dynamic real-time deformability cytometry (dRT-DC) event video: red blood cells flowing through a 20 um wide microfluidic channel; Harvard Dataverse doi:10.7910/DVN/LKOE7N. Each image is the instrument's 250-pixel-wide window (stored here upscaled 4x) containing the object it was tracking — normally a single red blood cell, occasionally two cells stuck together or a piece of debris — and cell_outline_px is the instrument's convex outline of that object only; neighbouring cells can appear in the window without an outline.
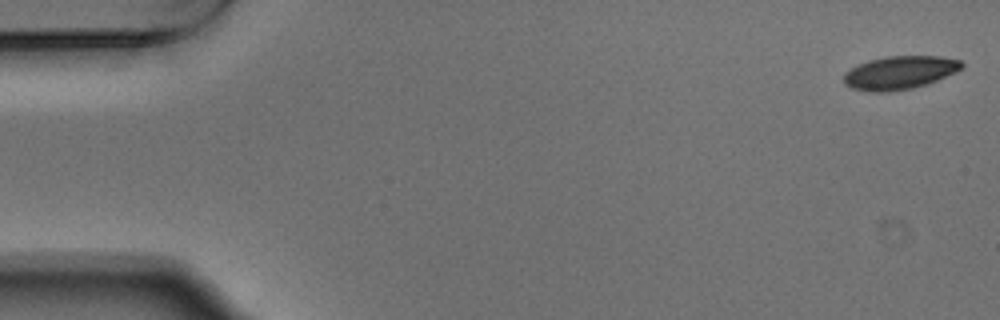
{"species": "Egyptian fruit bat (a non-hibernating species)", "species_latin": "Rousettus aegyptiacus", "temperature_condition": "warm", "stored_images_in_passage": 54, "camera_frame_rate_fps": 3000, "um_per_image_px": 0.085, "animal": {"sex": "male"}, "frame": {"image": 1, "passage_image": 1, "time_ms": 0.0, "image_size_px": [1000, 320], "cell_outline_px": [[964, 68], [956, 72], [936, 80], [912, 88], [888, 92], [868, 92], [852, 88], [844, 84], [844, 72], [868, 60], [884, 56], [940, 56], [960, 60], [964, 64]], "centroid_in_image_um": [76.47, 6.17], "position_along_channel_um": 8.5, "area_um2": 22.89}}
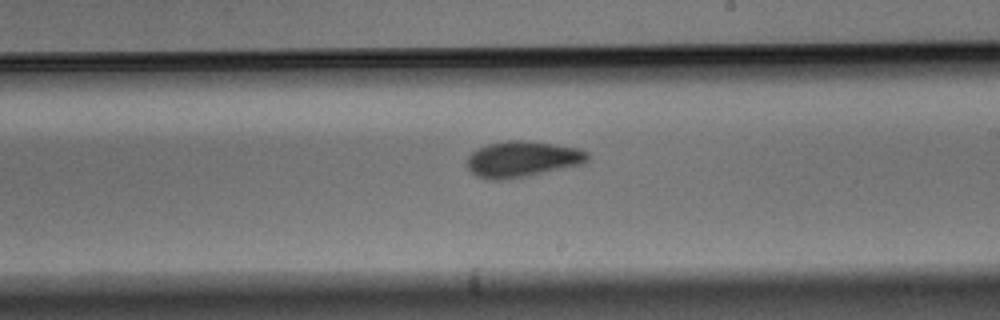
{"frame": {"image": 2, "passage_image": 31, "time_ms": 10.0, "image_size_px": [1000, 320], "cell_outline_px": [[588, 160], [584, 164], [524, 176], [500, 180], [488, 180], [476, 176], [468, 168], [468, 156], [472, 152], [488, 144], [508, 140], [520, 140], [556, 144], [580, 148], [588, 152]], "centroid_in_image_um": [44.42, 13.52], "position_along_channel_um": 244.6, "area_um2": 25.09}}
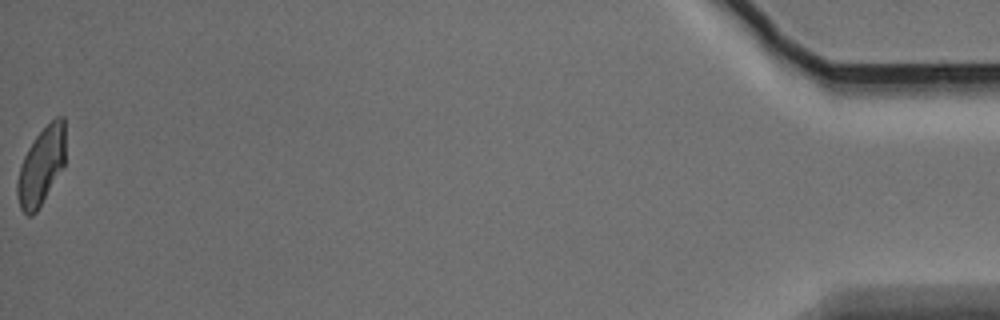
{"frame": {"image": 3, "passage_image": 54, "time_ms": 17.667, "image_size_px": [1000, 320], "cell_outline_px": [[64, 164], [36, 212], [32, 216], [28, 216], [20, 208], [16, 192], [16, 184], [20, 164], [28, 148], [36, 136], [56, 116], [64, 116]], "centroid_in_image_um": [3.47, 14.13], "position_along_channel_um": 431.7, "area_um2": 21.33}, "authors_computed_cell_mechanics": {"area_um2": 23.8714, "velocity_mm_per_s": 3.7259, "shape_relaxation_time_tau1_ms": 3.9661, "shape_relaxation_time_tau2_ms": 3.0295, "deformation_change_tau1": 0.1367, "deformation_change_tau2": 0.084}}